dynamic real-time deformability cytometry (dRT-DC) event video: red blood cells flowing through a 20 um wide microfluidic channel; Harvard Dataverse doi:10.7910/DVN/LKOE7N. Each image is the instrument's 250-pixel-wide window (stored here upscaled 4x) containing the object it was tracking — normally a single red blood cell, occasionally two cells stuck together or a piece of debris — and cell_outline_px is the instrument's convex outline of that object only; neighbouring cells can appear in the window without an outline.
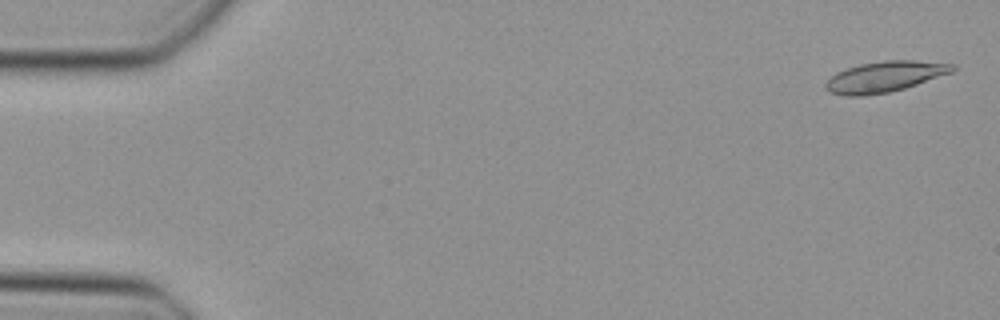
{"species": "Egyptian fruit bat (a non-hibernating species)", "species_latin": "Rousettus aegyptiacus", "temperature_condition": "cold", "stored_images_in_passage": 46, "camera_frame_rate_fps": 3000, "um_per_image_px": 0.085, "animal": {"sex": "female"}, "frame": {"image": 1, "passage_image": 2, "time_ms": 0.333, "image_size_px": [1000, 320], "cell_outline_px": [[956, 68], [952, 72], [904, 88], [888, 92], [864, 96], [848, 96], [832, 92], [824, 84], [836, 72], [860, 64], [884, 60], [916, 60], [956, 64]], "centroid_in_image_um": [75.24, 6.5], "position_along_channel_um": 9.8, "area_um2": 22.43}}
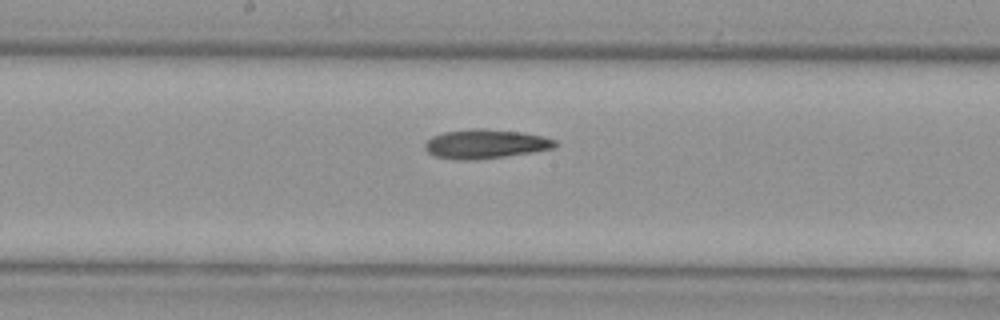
{"frame": {"image": 2, "passage_image": 26, "time_ms": 8.333, "image_size_px": [1000, 320], "cell_outline_px": [[556, 144], [552, 148], [532, 152], [504, 156], [468, 160], [452, 160], [436, 156], [428, 152], [424, 148], [424, 144], [432, 136], [444, 132], [472, 128], [484, 128], [520, 132], [540, 136], [556, 140]], "centroid_in_image_um": [41.2, 12.23], "position_along_channel_um": 207.0, "area_um2": 21.91}}
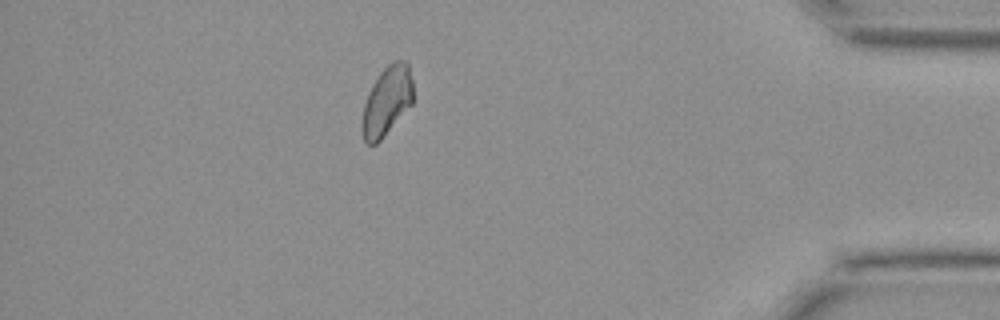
{"frame": {"image": 3, "passage_image": 43, "time_ms": 14.0, "image_size_px": [1000, 320], "cell_outline_px": [[412, 104], [380, 140], [376, 144], [368, 144], [364, 140], [360, 128], [360, 124], [364, 104], [368, 92], [372, 84], [380, 72], [392, 60], [404, 60], [408, 64], [412, 80]], "centroid_in_image_um": [32.85, 8.58], "position_along_channel_um": 402.3, "area_um2": 20.63}}